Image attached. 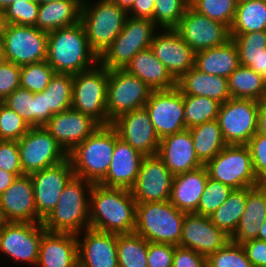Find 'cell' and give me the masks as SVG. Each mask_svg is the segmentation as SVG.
<instances>
[{
    "mask_svg": "<svg viewBox=\"0 0 266 267\" xmlns=\"http://www.w3.org/2000/svg\"><path fill=\"white\" fill-rule=\"evenodd\" d=\"M53 114L46 110L45 93H36V127L45 126Z\"/></svg>",
    "mask_w": 266,
    "mask_h": 267,
    "instance_id": "cell-57",
    "label": "cell"
},
{
    "mask_svg": "<svg viewBox=\"0 0 266 267\" xmlns=\"http://www.w3.org/2000/svg\"><path fill=\"white\" fill-rule=\"evenodd\" d=\"M246 146L250 151L258 181L266 184V136L256 133Z\"/></svg>",
    "mask_w": 266,
    "mask_h": 267,
    "instance_id": "cell-50",
    "label": "cell"
},
{
    "mask_svg": "<svg viewBox=\"0 0 266 267\" xmlns=\"http://www.w3.org/2000/svg\"><path fill=\"white\" fill-rule=\"evenodd\" d=\"M209 177L232 189L255 187L258 181L246 145H226L206 165Z\"/></svg>",
    "mask_w": 266,
    "mask_h": 267,
    "instance_id": "cell-9",
    "label": "cell"
},
{
    "mask_svg": "<svg viewBox=\"0 0 266 267\" xmlns=\"http://www.w3.org/2000/svg\"><path fill=\"white\" fill-rule=\"evenodd\" d=\"M247 188L233 189L227 200L210 216V220L230 237L236 231L246 206Z\"/></svg>",
    "mask_w": 266,
    "mask_h": 267,
    "instance_id": "cell-38",
    "label": "cell"
},
{
    "mask_svg": "<svg viewBox=\"0 0 266 267\" xmlns=\"http://www.w3.org/2000/svg\"><path fill=\"white\" fill-rule=\"evenodd\" d=\"M231 98L263 101L265 78L251 68L239 65L227 78Z\"/></svg>",
    "mask_w": 266,
    "mask_h": 267,
    "instance_id": "cell-36",
    "label": "cell"
},
{
    "mask_svg": "<svg viewBox=\"0 0 266 267\" xmlns=\"http://www.w3.org/2000/svg\"><path fill=\"white\" fill-rule=\"evenodd\" d=\"M230 35L237 46L240 65L266 78V31Z\"/></svg>",
    "mask_w": 266,
    "mask_h": 267,
    "instance_id": "cell-34",
    "label": "cell"
},
{
    "mask_svg": "<svg viewBox=\"0 0 266 267\" xmlns=\"http://www.w3.org/2000/svg\"><path fill=\"white\" fill-rule=\"evenodd\" d=\"M3 103L21 116L30 127H36V93L19 87Z\"/></svg>",
    "mask_w": 266,
    "mask_h": 267,
    "instance_id": "cell-47",
    "label": "cell"
},
{
    "mask_svg": "<svg viewBox=\"0 0 266 267\" xmlns=\"http://www.w3.org/2000/svg\"><path fill=\"white\" fill-rule=\"evenodd\" d=\"M20 72L21 66L7 60L0 62V98L2 100L20 87Z\"/></svg>",
    "mask_w": 266,
    "mask_h": 267,
    "instance_id": "cell-51",
    "label": "cell"
},
{
    "mask_svg": "<svg viewBox=\"0 0 266 267\" xmlns=\"http://www.w3.org/2000/svg\"><path fill=\"white\" fill-rule=\"evenodd\" d=\"M198 13L227 25H232L237 8L236 0H189Z\"/></svg>",
    "mask_w": 266,
    "mask_h": 267,
    "instance_id": "cell-44",
    "label": "cell"
},
{
    "mask_svg": "<svg viewBox=\"0 0 266 267\" xmlns=\"http://www.w3.org/2000/svg\"><path fill=\"white\" fill-rule=\"evenodd\" d=\"M228 241L230 236L213 224L209 217L185 213L179 246L192 249L207 259Z\"/></svg>",
    "mask_w": 266,
    "mask_h": 267,
    "instance_id": "cell-20",
    "label": "cell"
},
{
    "mask_svg": "<svg viewBox=\"0 0 266 267\" xmlns=\"http://www.w3.org/2000/svg\"><path fill=\"white\" fill-rule=\"evenodd\" d=\"M206 267H253V265L243 246L230 240L206 259Z\"/></svg>",
    "mask_w": 266,
    "mask_h": 267,
    "instance_id": "cell-45",
    "label": "cell"
},
{
    "mask_svg": "<svg viewBox=\"0 0 266 267\" xmlns=\"http://www.w3.org/2000/svg\"><path fill=\"white\" fill-rule=\"evenodd\" d=\"M73 74L55 73L45 88L46 110L54 115L72 106Z\"/></svg>",
    "mask_w": 266,
    "mask_h": 267,
    "instance_id": "cell-40",
    "label": "cell"
},
{
    "mask_svg": "<svg viewBox=\"0 0 266 267\" xmlns=\"http://www.w3.org/2000/svg\"><path fill=\"white\" fill-rule=\"evenodd\" d=\"M259 101L230 98L220 106L218 123L227 145H246L257 133Z\"/></svg>",
    "mask_w": 266,
    "mask_h": 267,
    "instance_id": "cell-10",
    "label": "cell"
},
{
    "mask_svg": "<svg viewBox=\"0 0 266 267\" xmlns=\"http://www.w3.org/2000/svg\"><path fill=\"white\" fill-rule=\"evenodd\" d=\"M189 130L196 156L203 165H206L227 145L217 119L193 126Z\"/></svg>",
    "mask_w": 266,
    "mask_h": 267,
    "instance_id": "cell-35",
    "label": "cell"
},
{
    "mask_svg": "<svg viewBox=\"0 0 266 267\" xmlns=\"http://www.w3.org/2000/svg\"><path fill=\"white\" fill-rule=\"evenodd\" d=\"M116 130L110 125L100 127L68 153L74 174L78 178L98 184L112 161Z\"/></svg>",
    "mask_w": 266,
    "mask_h": 267,
    "instance_id": "cell-4",
    "label": "cell"
},
{
    "mask_svg": "<svg viewBox=\"0 0 266 267\" xmlns=\"http://www.w3.org/2000/svg\"><path fill=\"white\" fill-rule=\"evenodd\" d=\"M82 2L83 0H59L40 5L36 27L48 33L78 24Z\"/></svg>",
    "mask_w": 266,
    "mask_h": 267,
    "instance_id": "cell-33",
    "label": "cell"
},
{
    "mask_svg": "<svg viewBox=\"0 0 266 267\" xmlns=\"http://www.w3.org/2000/svg\"><path fill=\"white\" fill-rule=\"evenodd\" d=\"M145 156L122 140L116 131L112 161L106 176L98 183L105 187L131 189L137 179Z\"/></svg>",
    "mask_w": 266,
    "mask_h": 267,
    "instance_id": "cell-25",
    "label": "cell"
},
{
    "mask_svg": "<svg viewBox=\"0 0 266 267\" xmlns=\"http://www.w3.org/2000/svg\"><path fill=\"white\" fill-rule=\"evenodd\" d=\"M6 223L7 221L3 215L2 209L0 208V230L4 227Z\"/></svg>",
    "mask_w": 266,
    "mask_h": 267,
    "instance_id": "cell-65",
    "label": "cell"
},
{
    "mask_svg": "<svg viewBox=\"0 0 266 267\" xmlns=\"http://www.w3.org/2000/svg\"><path fill=\"white\" fill-rule=\"evenodd\" d=\"M137 202L130 189L93 184L90 193V228L124 234L135 230Z\"/></svg>",
    "mask_w": 266,
    "mask_h": 267,
    "instance_id": "cell-1",
    "label": "cell"
},
{
    "mask_svg": "<svg viewBox=\"0 0 266 267\" xmlns=\"http://www.w3.org/2000/svg\"><path fill=\"white\" fill-rule=\"evenodd\" d=\"M93 183L74 176L64 187L55 208L43 220L48 232L78 235L90 228L89 204Z\"/></svg>",
    "mask_w": 266,
    "mask_h": 267,
    "instance_id": "cell-3",
    "label": "cell"
},
{
    "mask_svg": "<svg viewBox=\"0 0 266 267\" xmlns=\"http://www.w3.org/2000/svg\"><path fill=\"white\" fill-rule=\"evenodd\" d=\"M175 30L195 53L226 44L230 39V28L187 7Z\"/></svg>",
    "mask_w": 266,
    "mask_h": 267,
    "instance_id": "cell-15",
    "label": "cell"
},
{
    "mask_svg": "<svg viewBox=\"0 0 266 267\" xmlns=\"http://www.w3.org/2000/svg\"><path fill=\"white\" fill-rule=\"evenodd\" d=\"M4 60H6L4 55V42L3 38H0V62Z\"/></svg>",
    "mask_w": 266,
    "mask_h": 267,
    "instance_id": "cell-64",
    "label": "cell"
},
{
    "mask_svg": "<svg viewBox=\"0 0 266 267\" xmlns=\"http://www.w3.org/2000/svg\"><path fill=\"white\" fill-rule=\"evenodd\" d=\"M36 267H78L77 235L46 231Z\"/></svg>",
    "mask_w": 266,
    "mask_h": 267,
    "instance_id": "cell-27",
    "label": "cell"
},
{
    "mask_svg": "<svg viewBox=\"0 0 266 267\" xmlns=\"http://www.w3.org/2000/svg\"><path fill=\"white\" fill-rule=\"evenodd\" d=\"M148 241L139 234H117L118 267H148Z\"/></svg>",
    "mask_w": 266,
    "mask_h": 267,
    "instance_id": "cell-39",
    "label": "cell"
},
{
    "mask_svg": "<svg viewBox=\"0 0 266 267\" xmlns=\"http://www.w3.org/2000/svg\"><path fill=\"white\" fill-rule=\"evenodd\" d=\"M24 174H13L0 169V195L16 180L17 177Z\"/></svg>",
    "mask_w": 266,
    "mask_h": 267,
    "instance_id": "cell-58",
    "label": "cell"
},
{
    "mask_svg": "<svg viewBox=\"0 0 266 267\" xmlns=\"http://www.w3.org/2000/svg\"><path fill=\"white\" fill-rule=\"evenodd\" d=\"M151 19L128 16L121 33L98 56V63L111 69H123L140 51L150 48L159 31Z\"/></svg>",
    "mask_w": 266,
    "mask_h": 267,
    "instance_id": "cell-7",
    "label": "cell"
},
{
    "mask_svg": "<svg viewBox=\"0 0 266 267\" xmlns=\"http://www.w3.org/2000/svg\"><path fill=\"white\" fill-rule=\"evenodd\" d=\"M150 49L176 81L195 66L194 50L184 42L175 29L157 31Z\"/></svg>",
    "mask_w": 266,
    "mask_h": 267,
    "instance_id": "cell-21",
    "label": "cell"
},
{
    "mask_svg": "<svg viewBox=\"0 0 266 267\" xmlns=\"http://www.w3.org/2000/svg\"><path fill=\"white\" fill-rule=\"evenodd\" d=\"M29 175L33 183L37 215L44 220L55 208L61 192L75 174L67 158Z\"/></svg>",
    "mask_w": 266,
    "mask_h": 267,
    "instance_id": "cell-17",
    "label": "cell"
},
{
    "mask_svg": "<svg viewBox=\"0 0 266 267\" xmlns=\"http://www.w3.org/2000/svg\"><path fill=\"white\" fill-rule=\"evenodd\" d=\"M266 31V1L246 0L237 3L230 34Z\"/></svg>",
    "mask_w": 266,
    "mask_h": 267,
    "instance_id": "cell-37",
    "label": "cell"
},
{
    "mask_svg": "<svg viewBox=\"0 0 266 267\" xmlns=\"http://www.w3.org/2000/svg\"><path fill=\"white\" fill-rule=\"evenodd\" d=\"M81 233L77 235L78 267H118L117 234L91 228Z\"/></svg>",
    "mask_w": 266,
    "mask_h": 267,
    "instance_id": "cell-24",
    "label": "cell"
},
{
    "mask_svg": "<svg viewBox=\"0 0 266 267\" xmlns=\"http://www.w3.org/2000/svg\"><path fill=\"white\" fill-rule=\"evenodd\" d=\"M152 89L137 76L124 69L109 70L107 84V116L112 122L121 114L143 108Z\"/></svg>",
    "mask_w": 266,
    "mask_h": 267,
    "instance_id": "cell-11",
    "label": "cell"
},
{
    "mask_svg": "<svg viewBox=\"0 0 266 267\" xmlns=\"http://www.w3.org/2000/svg\"><path fill=\"white\" fill-rule=\"evenodd\" d=\"M111 125L122 140L144 156L157 155L160 139L145 107L121 114Z\"/></svg>",
    "mask_w": 266,
    "mask_h": 267,
    "instance_id": "cell-19",
    "label": "cell"
},
{
    "mask_svg": "<svg viewBox=\"0 0 266 267\" xmlns=\"http://www.w3.org/2000/svg\"><path fill=\"white\" fill-rule=\"evenodd\" d=\"M233 189L208 176V180L200 198L197 210L194 213L209 217L228 198Z\"/></svg>",
    "mask_w": 266,
    "mask_h": 267,
    "instance_id": "cell-46",
    "label": "cell"
},
{
    "mask_svg": "<svg viewBox=\"0 0 266 267\" xmlns=\"http://www.w3.org/2000/svg\"><path fill=\"white\" fill-rule=\"evenodd\" d=\"M154 5L155 0H134L132 7L127 11L128 16L152 20Z\"/></svg>",
    "mask_w": 266,
    "mask_h": 267,
    "instance_id": "cell-56",
    "label": "cell"
},
{
    "mask_svg": "<svg viewBox=\"0 0 266 267\" xmlns=\"http://www.w3.org/2000/svg\"><path fill=\"white\" fill-rule=\"evenodd\" d=\"M175 245L148 242V267H172Z\"/></svg>",
    "mask_w": 266,
    "mask_h": 267,
    "instance_id": "cell-53",
    "label": "cell"
},
{
    "mask_svg": "<svg viewBox=\"0 0 266 267\" xmlns=\"http://www.w3.org/2000/svg\"><path fill=\"white\" fill-rule=\"evenodd\" d=\"M157 155L173 175L203 166L196 156L189 129L161 138Z\"/></svg>",
    "mask_w": 266,
    "mask_h": 267,
    "instance_id": "cell-26",
    "label": "cell"
},
{
    "mask_svg": "<svg viewBox=\"0 0 266 267\" xmlns=\"http://www.w3.org/2000/svg\"><path fill=\"white\" fill-rule=\"evenodd\" d=\"M46 61L55 73L77 74L93 68L98 55L90 48L79 22L48 32Z\"/></svg>",
    "mask_w": 266,
    "mask_h": 267,
    "instance_id": "cell-2",
    "label": "cell"
},
{
    "mask_svg": "<svg viewBox=\"0 0 266 267\" xmlns=\"http://www.w3.org/2000/svg\"><path fill=\"white\" fill-rule=\"evenodd\" d=\"M2 38L7 61L24 66L46 60L48 33L36 26L7 24Z\"/></svg>",
    "mask_w": 266,
    "mask_h": 267,
    "instance_id": "cell-13",
    "label": "cell"
},
{
    "mask_svg": "<svg viewBox=\"0 0 266 267\" xmlns=\"http://www.w3.org/2000/svg\"><path fill=\"white\" fill-rule=\"evenodd\" d=\"M239 65L237 46L232 39L224 45L195 53V67L206 74L228 78Z\"/></svg>",
    "mask_w": 266,
    "mask_h": 267,
    "instance_id": "cell-32",
    "label": "cell"
},
{
    "mask_svg": "<svg viewBox=\"0 0 266 267\" xmlns=\"http://www.w3.org/2000/svg\"><path fill=\"white\" fill-rule=\"evenodd\" d=\"M189 5V0H155L152 21L159 29H175Z\"/></svg>",
    "mask_w": 266,
    "mask_h": 267,
    "instance_id": "cell-42",
    "label": "cell"
},
{
    "mask_svg": "<svg viewBox=\"0 0 266 267\" xmlns=\"http://www.w3.org/2000/svg\"><path fill=\"white\" fill-rule=\"evenodd\" d=\"M44 127L68 154L92 135L100 124L90 116L71 108L54 114Z\"/></svg>",
    "mask_w": 266,
    "mask_h": 267,
    "instance_id": "cell-22",
    "label": "cell"
},
{
    "mask_svg": "<svg viewBox=\"0 0 266 267\" xmlns=\"http://www.w3.org/2000/svg\"><path fill=\"white\" fill-rule=\"evenodd\" d=\"M109 70L99 63L93 68L73 74L71 108L93 118L100 125H110L107 116V84Z\"/></svg>",
    "mask_w": 266,
    "mask_h": 267,
    "instance_id": "cell-8",
    "label": "cell"
},
{
    "mask_svg": "<svg viewBox=\"0 0 266 267\" xmlns=\"http://www.w3.org/2000/svg\"><path fill=\"white\" fill-rule=\"evenodd\" d=\"M123 69L137 76L152 90H170L177 87V81L150 48L138 52Z\"/></svg>",
    "mask_w": 266,
    "mask_h": 267,
    "instance_id": "cell-30",
    "label": "cell"
},
{
    "mask_svg": "<svg viewBox=\"0 0 266 267\" xmlns=\"http://www.w3.org/2000/svg\"><path fill=\"white\" fill-rule=\"evenodd\" d=\"M159 139L186 129L181 91L153 90L145 106Z\"/></svg>",
    "mask_w": 266,
    "mask_h": 267,
    "instance_id": "cell-16",
    "label": "cell"
},
{
    "mask_svg": "<svg viewBox=\"0 0 266 267\" xmlns=\"http://www.w3.org/2000/svg\"><path fill=\"white\" fill-rule=\"evenodd\" d=\"M39 7L36 1L13 2L4 11L6 24L36 26Z\"/></svg>",
    "mask_w": 266,
    "mask_h": 267,
    "instance_id": "cell-49",
    "label": "cell"
},
{
    "mask_svg": "<svg viewBox=\"0 0 266 267\" xmlns=\"http://www.w3.org/2000/svg\"><path fill=\"white\" fill-rule=\"evenodd\" d=\"M173 176L158 155L145 156L130 189L133 198L137 203L169 201Z\"/></svg>",
    "mask_w": 266,
    "mask_h": 267,
    "instance_id": "cell-18",
    "label": "cell"
},
{
    "mask_svg": "<svg viewBox=\"0 0 266 267\" xmlns=\"http://www.w3.org/2000/svg\"><path fill=\"white\" fill-rule=\"evenodd\" d=\"M83 0L80 23L90 48L99 56L121 33L128 13L110 0Z\"/></svg>",
    "mask_w": 266,
    "mask_h": 267,
    "instance_id": "cell-6",
    "label": "cell"
},
{
    "mask_svg": "<svg viewBox=\"0 0 266 267\" xmlns=\"http://www.w3.org/2000/svg\"><path fill=\"white\" fill-rule=\"evenodd\" d=\"M47 230L42 223L7 222L0 230V253L36 267L39 246Z\"/></svg>",
    "mask_w": 266,
    "mask_h": 267,
    "instance_id": "cell-14",
    "label": "cell"
},
{
    "mask_svg": "<svg viewBox=\"0 0 266 267\" xmlns=\"http://www.w3.org/2000/svg\"><path fill=\"white\" fill-rule=\"evenodd\" d=\"M39 5L48 4L59 0H35Z\"/></svg>",
    "mask_w": 266,
    "mask_h": 267,
    "instance_id": "cell-66",
    "label": "cell"
},
{
    "mask_svg": "<svg viewBox=\"0 0 266 267\" xmlns=\"http://www.w3.org/2000/svg\"><path fill=\"white\" fill-rule=\"evenodd\" d=\"M28 2V1H35V0H0V10L5 11L10 4L13 2Z\"/></svg>",
    "mask_w": 266,
    "mask_h": 267,
    "instance_id": "cell-61",
    "label": "cell"
},
{
    "mask_svg": "<svg viewBox=\"0 0 266 267\" xmlns=\"http://www.w3.org/2000/svg\"><path fill=\"white\" fill-rule=\"evenodd\" d=\"M110 1L116 3L120 8H123L126 11H128L134 3V0H110Z\"/></svg>",
    "mask_w": 266,
    "mask_h": 267,
    "instance_id": "cell-60",
    "label": "cell"
},
{
    "mask_svg": "<svg viewBox=\"0 0 266 267\" xmlns=\"http://www.w3.org/2000/svg\"><path fill=\"white\" fill-rule=\"evenodd\" d=\"M5 14L4 11L0 10V38L3 37L5 28H6Z\"/></svg>",
    "mask_w": 266,
    "mask_h": 267,
    "instance_id": "cell-62",
    "label": "cell"
},
{
    "mask_svg": "<svg viewBox=\"0 0 266 267\" xmlns=\"http://www.w3.org/2000/svg\"><path fill=\"white\" fill-rule=\"evenodd\" d=\"M263 101H266V78H265V92H264V95H263Z\"/></svg>",
    "mask_w": 266,
    "mask_h": 267,
    "instance_id": "cell-67",
    "label": "cell"
},
{
    "mask_svg": "<svg viewBox=\"0 0 266 267\" xmlns=\"http://www.w3.org/2000/svg\"><path fill=\"white\" fill-rule=\"evenodd\" d=\"M242 1H246V0H236L237 3L242 2Z\"/></svg>",
    "mask_w": 266,
    "mask_h": 267,
    "instance_id": "cell-68",
    "label": "cell"
},
{
    "mask_svg": "<svg viewBox=\"0 0 266 267\" xmlns=\"http://www.w3.org/2000/svg\"><path fill=\"white\" fill-rule=\"evenodd\" d=\"M241 245L253 267H266V241L250 239Z\"/></svg>",
    "mask_w": 266,
    "mask_h": 267,
    "instance_id": "cell-55",
    "label": "cell"
},
{
    "mask_svg": "<svg viewBox=\"0 0 266 267\" xmlns=\"http://www.w3.org/2000/svg\"><path fill=\"white\" fill-rule=\"evenodd\" d=\"M30 126L15 111L2 103L0 105V140L18 141Z\"/></svg>",
    "mask_w": 266,
    "mask_h": 267,
    "instance_id": "cell-48",
    "label": "cell"
},
{
    "mask_svg": "<svg viewBox=\"0 0 266 267\" xmlns=\"http://www.w3.org/2000/svg\"><path fill=\"white\" fill-rule=\"evenodd\" d=\"M205 165L192 171L173 176L170 202L180 211L192 213L202 197L208 180Z\"/></svg>",
    "mask_w": 266,
    "mask_h": 267,
    "instance_id": "cell-28",
    "label": "cell"
},
{
    "mask_svg": "<svg viewBox=\"0 0 266 267\" xmlns=\"http://www.w3.org/2000/svg\"><path fill=\"white\" fill-rule=\"evenodd\" d=\"M186 129L216 120L221 103L203 96L183 95Z\"/></svg>",
    "mask_w": 266,
    "mask_h": 267,
    "instance_id": "cell-41",
    "label": "cell"
},
{
    "mask_svg": "<svg viewBox=\"0 0 266 267\" xmlns=\"http://www.w3.org/2000/svg\"><path fill=\"white\" fill-rule=\"evenodd\" d=\"M260 231L256 239L266 241V220L259 226Z\"/></svg>",
    "mask_w": 266,
    "mask_h": 267,
    "instance_id": "cell-63",
    "label": "cell"
},
{
    "mask_svg": "<svg viewBox=\"0 0 266 267\" xmlns=\"http://www.w3.org/2000/svg\"><path fill=\"white\" fill-rule=\"evenodd\" d=\"M257 133L266 136V101L259 102Z\"/></svg>",
    "mask_w": 266,
    "mask_h": 267,
    "instance_id": "cell-59",
    "label": "cell"
},
{
    "mask_svg": "<svg viewBox=\"0 0 266 267\" xmlns=\"http://www.w3.org/2000/svg\"><path fill=\"white\" fill-rule=\"evenodd\" d=\"M185 213L170 201L137 203L134 232L148 242L179 246Z\"/></svg>",
    "mask_w": 266,
    "mask_h": 267,
    "instance_id": "cell-5",
    "label": "cell"
},
{
    "mask_svg": "<svg viewBox=\"0 0 266 267\" xmlns=\"http://www.w3.org/2000/svg\"><path fill=\"white\" fill-rule=\"evenodd\" d=\"M0 208L7 222L42 223L37 215L30 175L24 174L0 195Z\"/></svg>",
    "mask_w": 266,
    "mask_h": 267,
    "instance_id": "cell-23",
    "label": "cell"
},
{
    "mask_svg": "<svg viewBox=\"0 0 266 267\" xmlns=\"http://www.w3.org/2000/svg\"><path fill=\"white\" fill-rule=\"evenodd\" d=\"M266 220V184L247 187L246 206L230 240L243 243L258 237L259 226Z\"/></svg>",
    "mask_w": 266,
    "mask_h": 267,
    "instance_id": "cell-29",
    "label": "cell"
},
{
    "mask_svg": "<svg viewBox=\"0 0 266 267\" xmlns=\"http://www.w3.org/2000/svg\"><path fill=\"white\" fill-rule=\"evenodd\" d=\"M17 143L23 174L29 175L68 158V154L44 126L30 127Z\"/></svg>",
    "mask_w": 266,
    "mask_h": 267,
    "instance_id": "cell-12",
    "label": "cell"
},
{
    "mask_svg": "<svg viewBox=\"0 0 266 267\" xmlns=\"http://www.w3.org/2000/svg\"><path fill=\"white\" fill-rule=\"evenodd\" d=\"M172 267H206V258L192 249L177 245Z\"/></svg>",
    "mask_w": 266,
    "mask_h": 267,
    "instance_id": "cell-54",
    "label": "cell"
},
{
    "mask_svg": "<svg viewBox=\"0 0 266 267\" xmlns=\"http://www.w3.org/2000/svg\"><path fill=\"white\" fill-rule=\"evenodd\" d=\"M0 169L13 174H23L17 141L0 140Z\"/></svg>",
    "mask_w": 266,
    "mask_h": 267,
    "instance_id": "cell-52",
    "label": "cell"
},
{
    "mask_svg": "<svg viewBox=\"0 0 266 267\" xmlns=\"http://www.w3.org/2000/svg\"><path fill=\"white\" fill-rule=\"evenodd\" d=\"M177 88L183 95L208 97L221 104L231 98L227 78L206 74L195 66L177 81Z\"/></svg>",
    "mask_w": 266,
    "mask_h": 267,
    "instance_id": "cell-31",
    "label": "cell"
},
{
    "mask_svg": "<svg viewBox=\"0 0 266 267\" xmlns=\"http://www.w3.org/2000/svg\"><path fill=\"white\" fill-rule=\"evenodd\" d=\"M54 74V69L46 60L21 66L20 87L33 93H41Z\"/></svg>",
    "mask_w": 266,
    "mask_h": 267,
    "instance_id": "cell-43",
    "label": "cell"
}]
</instances>
